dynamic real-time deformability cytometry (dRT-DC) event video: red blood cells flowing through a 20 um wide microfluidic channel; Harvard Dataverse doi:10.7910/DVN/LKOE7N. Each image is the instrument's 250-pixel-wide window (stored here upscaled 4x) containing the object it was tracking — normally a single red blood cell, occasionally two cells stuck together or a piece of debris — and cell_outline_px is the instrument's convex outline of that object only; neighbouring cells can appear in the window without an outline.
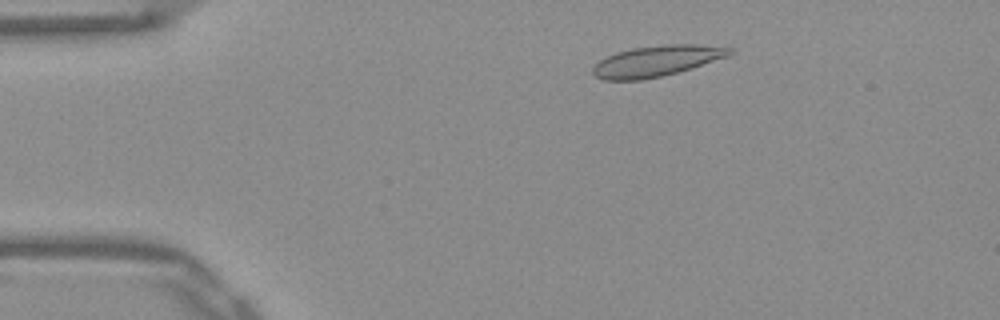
{"species": "Egyptian fruit bat (a non-hibernating species)", "species_latin": "Rousettus aegyptiacus", "temperature_condition": "warm", "stored_images_in_passage": 50, "camera_frame_rate_fps": 3000, "um_per_image_px": 0.085, "frame": {"image": 1, "passage_image": 7, "time_ms": 2.0, "image_size_px": [1000, 320], "cell_outline_px": [[736, 52], [728, 56], [692, 68], [660, 76], [640, 80], [604, 80], [596, 76], [592, 72], [592, 68], [600, 60], [616, 52], [632, 48], [664, 44], [696, 44], [736, 48]], "centroid_in_image_um": [55.85, 5.17], "position_along_channel_um": 29.1, "area_um2": 24.57}}
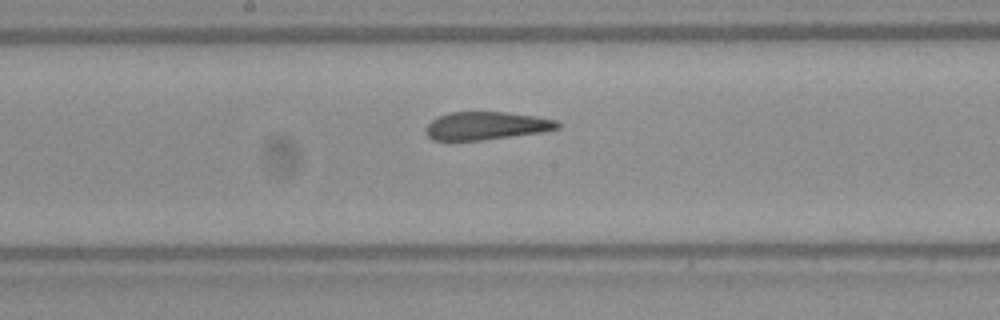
{"frame": {"image": 2, "passage_image": 25, "time_ms": 8.0, "image_size_px": [1000, 320], "cell_outline_px": [[560, 128], [544, 132], [480, 140], [432, 140], [424, 132], [424, 128], [432, 120], [448, 112], [504, 112], [536, 116], [556, 120], [560, 124]], "centroid_in_image_um": [41.33, 10.69], "position_along_channel_um": 206.9, "area_um2": 21.5}}
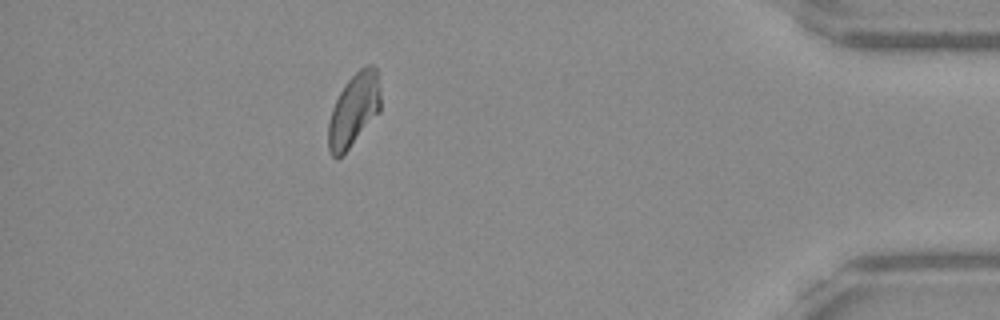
{"frame": {"image": 3, "passage_image": 44, "time_ms": 14.333, "image_size_px": [1000, 320], "cell_outline_px": [[380, 112], [348, 148], [336, 160], [332, 156], [328, 148], [328, 120], [332, 108], [340, 92], [348, 80], [360, 68], [368, 64], [372, 64], [376, 68], [380, 88]], "centroid_in_image_um": [30.07, 9.33], "position_along_channel_um": 405.1, "area_um2": 22.08}, "authors_computed_cell_mechanics": {"area_um2": 22.8021, "velocity_mm_per_s": 3.89, "shape_relaxation_time_tau1_ms": null, "shape_relaxation_time_tau2_ms": 1.4505, "deformation_change_tau1": null, "deformation_change_tau2": 0.0459}}